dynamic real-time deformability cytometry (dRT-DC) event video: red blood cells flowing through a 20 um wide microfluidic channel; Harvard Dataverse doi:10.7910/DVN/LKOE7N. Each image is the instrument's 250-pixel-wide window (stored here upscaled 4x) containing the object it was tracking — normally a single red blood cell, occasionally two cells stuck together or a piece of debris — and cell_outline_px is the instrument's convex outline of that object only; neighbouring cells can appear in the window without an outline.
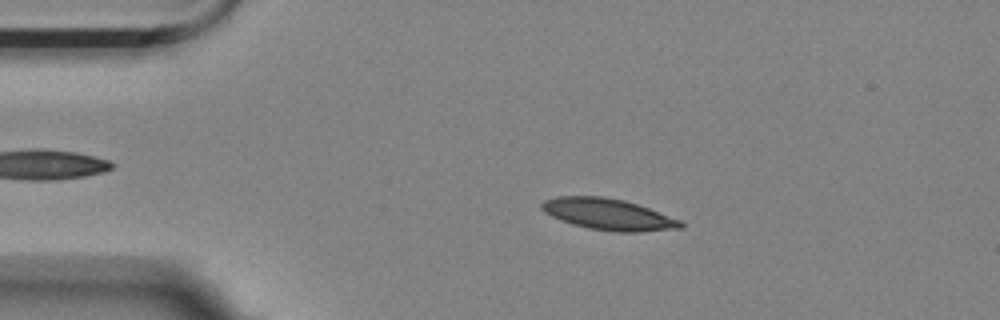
{"species": "Egyptian fruit bat (a non-hibernating species)", "species_latin": "Rousettus aegyptiacus", "temperature_condition": "room temperature", "stored_images_in_passage": 55, "camera_frame_rate_fps": 3000, "um_per_image_px": 0.085, "animal": {"sex": "female"}, "frame": {"image": 1, "passage_image": 10, "time_ms": 3.0, "image_size_px": [1000, 320], "cell_outline_px": [[684, 228], [640, 232], [616, 232], [588, 228], [572, 224], [560, 220], [544, 212], [540, 208], [540, 204], [544, 200], [556, 196], [604, 196], [624, 200], [648, 208], [680, 220], [684, 224]], "centroid_in_image_um": [51.68, 18.22], "position_along_channel_um": 33.3, "area_um2": 25.43}}
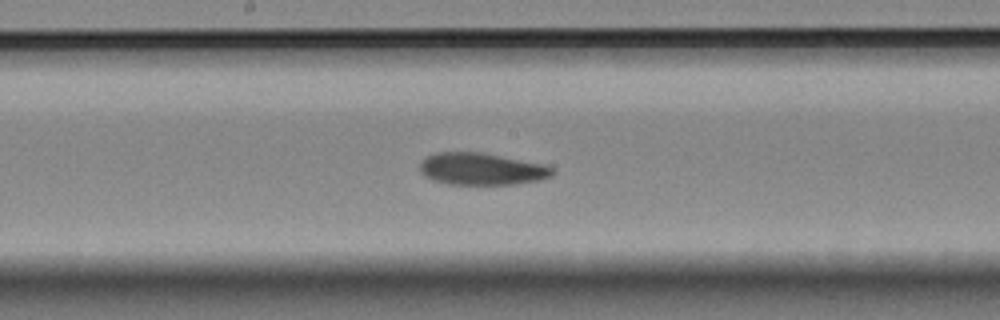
{"frame": {"image": 2, "passage_image": 28, "time_ms": 9.0, "image_size_px": [1000, 320], "cell_outline_px": [[556, 172], [552, 176], [540, 180], [512, 184], [448, 184], [432, 180], [424, 176], [420, 172], [420, 164], [428, 156], [436, 152], [480, 152], [544, 164], [552, 168]], "centroid_in_image_um": [40.94, 14.36], "position_along_channel_um": 207.3, "area_um2": 24.68}}
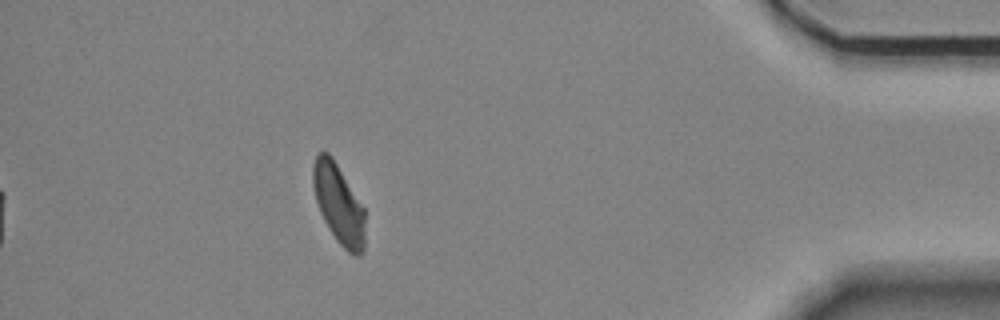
{"frame": {"image": 3, "passage_image": 49, "time_ms": 16.0, "image_size_px": [1000, 320], "cell_outline_px": [[364, 252], [360, 256], [356, 256], [348, 252], [336, 240], [328, 228], [320, 212], [316, 200], [312, 184], [312, 168], [316, 156], [320, 152], [328, 152], [332, 156], [364, 208]], "centroid_in_image_um": [28.78, 17.35], "position_along_channel_um": 406.4, "area_um2": 24.04}, "authors_computed_cell_mechanics": {"area_um2": 24.7962, "velocity_mm_per_s": 3.5466, "shape_relaxation_time_tau1_ms": 5.5635, "shape_relaxation_time_tau2_ms": 6.3148, "deformation_change_tau1": 0.1435, "deformation_change_tau2": 0.1332}}